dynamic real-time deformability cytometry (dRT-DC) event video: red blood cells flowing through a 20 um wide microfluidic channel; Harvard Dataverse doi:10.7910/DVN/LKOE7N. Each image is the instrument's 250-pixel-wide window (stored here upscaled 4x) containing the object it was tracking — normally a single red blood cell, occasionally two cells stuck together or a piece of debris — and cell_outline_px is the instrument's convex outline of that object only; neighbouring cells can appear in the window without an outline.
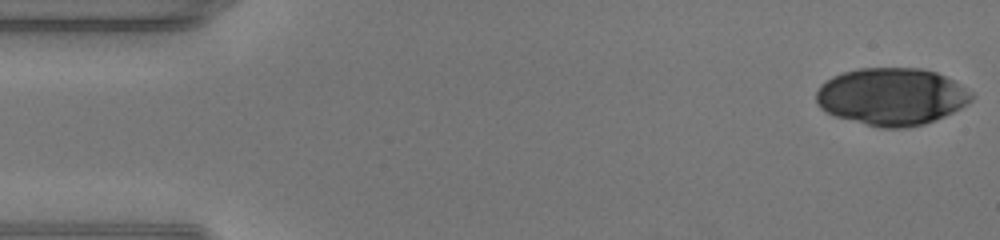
{"species": "human", "species_latin": "Homo sapiens", "temperature_condition": "warm", "stored_images_in_passage": 47, "camera_frame_rate_fps": 3000, "um_per_image_px": 0.085, "donor": {"sex": "male"}, "frame": {"image": 1, "passage_image": 1, "time_ms": 0.0, "image_size_px": [1000, 240], "cell_outline_px": [[972, 100], [960, 108], [944, 116], [924, 124], [908, 128], [880, 128], [836, 116], [820, 108], [816, 100], [816, 92], [820, 84], [832, 76], [844, 72], [860, 68], [920, 68], [936, 72], [952, 80], [972, 92]], "centroid_in_image_um": [75.77, 8.21], "position_along_channel_um": 9.2, "area_um2": 51.73}}
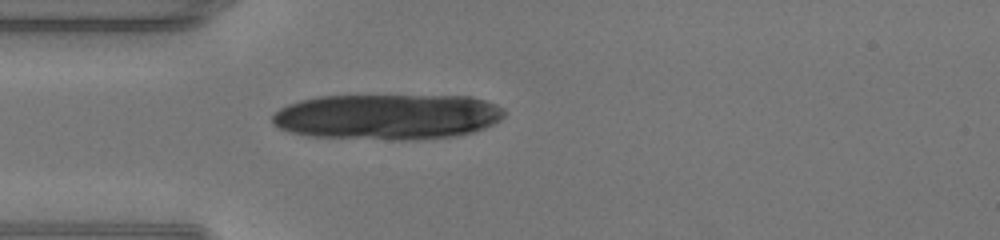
{"frame": {"image": 2, "passage_image": 13, "time_ms": 4.0, "image_size_px": [1000, 240], "cell_outline_px": [[504, 116], [500, 120], [484, 128], [472, 132], [456, 136], [416, 140], [392, 140], [312, 136], [288, 132], [272, 124], [272, 116], [280, 108], [288, 104], [300, 100], [316, 96], [472, 96], [496, 104], [504, 108]], "centroid_in_image_um": [32.94, 9.92], "position_along_channel_um": 52.1, "area_um2": 62.02}}